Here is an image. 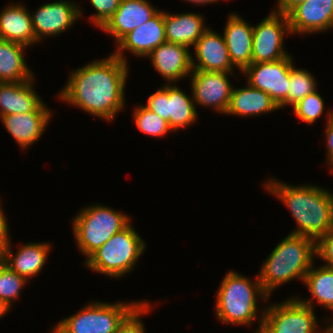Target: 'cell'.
Returning <instances> with one entry per match:
<instances>
[{
    "instance_id": "7",
    "label": "cell",
    "mask_w": 333,
    "mask_h": 333,
    "mask_svg": "<svg viewBox=\"0 0 333 333\" xmlns=\"http://www.w3.org/2000/svg\"><path fill=\"white\" fill-rule=\"evenodd\" d=\"M141 301H90L56 322L49 333H116L120 323Z\"/></svg>"
},
{
    "instance_id": "15",
    "label": "cell",
    "mask_w": 333,
    "mask_h": 333,
    "mask_svg": "<svg viewBox=\"0 0 333 333\" xmlns=\"http://www.w3.org/2000/svg\"><path fill=\"white\" fill-rule=\"evenodd\" d=\"M52 111L43 101L32 112L5 115L0 121L15 143L27 151L44 135L53 117Z\"/></svg>"
},
{
    "instance_id": "6",
    "label": "cell",
    "mask_w": 333,
    "mask_h": 333,
    "mask_svg": "<svg viewBox=\"0 0 333 333\" xmlns=\"http://www.w3.org/2000/svg\"><path fill=\"white\" fill-rule=\"evenodd\" d=\"M77 212L70 220L71 229L75 245L85 259L132 222L130 215L100 203L87 205Z\"/></svg>"
},
{
    "instance_id": "36",
    "label": "cell",
    "mask_w": 333,
    "mask_h": 333,
    "mask_svg": "<svg viewBox=\"0 0 333 333\" xmlns=\"http://www.w3.org/2000/svg\"><path fill=\"white\" fill-rule=\"evenodd\" d=\"M325 146H326V163L328 165V170L330 169L333 173V120L326 123L325 128Z\"/></svg>"
},
{
    "instance_id": "22",
    "label": "cell",
    "mask_w": 333,
    "mask_h": 333,
    "mask_svg": "<svg viewBox=\"0 0 333 333\" xmlns=\"http://www.w3.org/2000/svg\"><path fill=\"white\" fill-rule=\"evenodd\" d=\"M0 39L28 48L39 44L35 39L30 12L24 3L10 2L0 11Z\"/></svg>"
},
{
    "instance_id": "18",
    "label": "cell",
    "mask_w": 333,
    "mask_h": 333,
    "mask_svg": "<svg viewBox=\"0 0 333 333\" xmlns=\"http://www.w3.org/2000/svg\"><path fill=\"white\" fill-rule=\"evenodd\" d=\"M191 51L185 45L164 42L146 58L166 84H173L189 77L192 70Z\"/></svg>"
},
{
    "instance_id": "28",
    "label": "cell",
    "mask_w": 333,
    "mask_h": 333,
    "mask_svg": "<svg viewBox=\"0 0 333 333\" xmlns=\"http://www.w3.org/2000/svg\"><path fill=\"white\" fill-rule=\"evenodd\" d=\"M316 77L305 68H298L295 64L290 70V86L287 98L279 105L280 109L291 108L305 96L318 90Z\"/></svg>"
},
{
    "instance_id": "37",
    "label": "cell",
    "mask_w": 333,
    "mask_h": 333,
    "mask_svg": "<svg viewBox=\"0 0 333 333\" xmlns=\"http://www.w3.org/2000/svg\"><path fill=\"white\" fill-rule=\"evenodd\" d=\"M306 0H277L276 6L273 7L277 12L287 14L293 7Z\"/></svg>"
},
{
    "instance_id": "38",
    "label": "cell",
    "mask_w": 333,
    "mask_h": 333,
    "mask_svg": "<svg viewBox=\"0 0 333 333\" xmlns=\"http://www.w3.org/2000/svg\"><path fill=\"white\" fill-rule=\"evenodd\" d=\"M182 1H184V2H188L189 4L191 3V4H194V5H198V6H200V5H207V4H213V3H219V1H222V0H182ZM224 1H228V0H223V2Z\"/></svg>"
},
{
    "instance_id": "23",
    "label": "cell",
    "mask_w": 333,
    "mask_h": 333,
    "mask_svg": "<svg viewBox=\"0 0 333 333\" xmlns=\"http://www.w3.org/2000/svg\"><path fill=\"white\" fill-rule=\"evenodd\" d=\"M203 14L193 12L170 13L164 9L166 42L187 46L190 50L210 27Z\"/></svg>"
},
{
    "instance_id": "31",
    "label": "cell",
    "mask_w": 333,
    "mask_h": 333,
    "mask_svg": "<svg viewBox=\"0 0 333 333\" xmlns=\"http://www.w3.org/2000/svg\"><path fill=\"white\" fill-rule=\"evenodd\" d=\"M29 282L0 261V299L11 308L14 307L15 301L19 300L22 290Z\"/></svg>"
},
{
    "instance_id": "40",
    "label": "cell",
    "mask_w": 333,
    "mask_h": 333,
    "mask_svg": "<svg viewBox=\"0 0 333 333\" xmlns=\"http://www.w3.org/2000/svg\"><path fill=\"white\" fill-rule=\"evenodd\" d=\"M327 317H329V318L327 319ZM327 317L325 319L326 321L324 320L322 323L324 325V323L326 322L324 325V326H326V333H333V316L331 315V317L330 316H327Z\"/></svg>"
},
{
    "instance_id": "17",
    "label": "cell",
    "mask_w": 333,
    "mask_h": 333,
    "mask_svg": "<svg viewBox=\"0 0 333 333\" xmlns=\"http://www.w3.org/2000/svg\"><path fill=\"white\" fill-rule=\"evenodd\" d=\"M192 49L194 50V53L191 52L192 69L236 73L237 69L231 62L224 36L214 29L209 27Z\"/></svg>"
},
{
    "instance_id": "33",
    "label": "cell",
    "mask_w": 333,
    "mask_h": 333,
    "mask_svg": "<svg viewBox=\"0 0 333 333\" xmlns=\"http://www.w3.org/2000/svg\"><path fill=\"white\" fill-rule=\"evenodd\" d=\"M121 0H90L95 13L89 15V22L101 29L118 9Z\"/></svg>"
},
{
    "instance_id": "4",
    "label": "cell",
    "mask_w": 333,
    "mask_h": 333,
    "mask_svg": "<svg viewBox=\"0 0 333 333\" xmlns=\"http://www.w3.org/2000/svg\"><path fill=\"white\" fill-rule=\"evenodd\" d=\"M316 241L301 235L288 234L262 263L258 273L263 291L272 296L278 287L304 279L316 261Z\"/></svg>"
},
{
    "instance_id": "39",
    "label": "cell",
    "mask_w": 333,
    "mask_h": 333,
    "mask_svg": "<svg viewBox=\"0 0 333 333\" xmlns=\"http://www.w3.org/2000/svg\"><path fill=\"white\" fill-rule=\"evenodd\" d=\"M10 311H12V308L0 299V319H3L2 317L10 313Z\"/></svg>"
},
{
    "instance_id": "10",
    "label": "cell",
    "mask_w": 333,
    "mask_h": 333,
    "mask_svg": "<svg viewBox=\"0 0 333 333\" xmlns=\"http://www.w3.org/2000/svg\"><path fill=\"white\" fill-rule=\"evenodd\" d=\"M292 36L287 14L272 10L258 24H253L252 63L281 60L290 56L284 44Z\"/></svg>"
},
{
    "instance_id": "8",
    "label": "cell",
    "mask_w": 333,
    "mask_h": 333,
    "mask_svg": "<svg viewBox=\"0 0 333 333\" xmlns=\"http://www.w3.org/2000/svg\"><path fill=\"white\" fill-rule=\"evenodd\" d=\"M265 305L260 333H326L315 311L296 296Z\"/></svg>"
},
{
    "instance_id": "2",
    "label": "cell",
    "mask_w": 333,
    "mask_h": 333,
    "mask_svg": "<svg viewBox=\"0 0 333 333\" xmlns=\"http://www.w3.org/2000/svg\"><path fill=\"white\" fill-rule=\"evenodd\" d=\"M263 189L282 202L296 221L289 234L318 241L333 228V191L316 184H288L273 176Z\"/></svg>"
},
{
    "instance_id": "26",
    "label": "cell",
    "mask_w": 333,
    "mask_h": 333,
    "mask_svg": "<svg viewBox=\"0 0 333 333\" xmlns=\"http://www.w3.org/2000/svg\"><path fill=\"white\" fill-rule=\"evenodd\" d=\"M26 49L22 44L0 39V83L24 82L35 77L24 58Z\"/></svg>"
},
{
    "instance_id": "21",
    "label": "cell",
    "mask_w": 333,
    "mask_h": 333,
    "mask_svg": "<svg viewBox=\"0 0 333 333\" xmlns=\"http://www.w3.org/2000/svg\"><path fill=\"white\" fill-rule=\"evenodd\" d=\"M10 240L3 262L18 275L29 279L35 278L48 260L52 245L50 242H26L13 253L14 246Z\"/></svg>"
},
{
    "instance_id": "35",
    "label": "cell",
    "mask_w": 333,
    "mask_h": 333,
    "mask_svg": "<svg viewBox=\"0 0 333 333\" xmlns=\"http://www.w3.org/2000/svg\"><path fill=\"white\" fill-rule=\"evenodd\" d=\"M0 199V261H3L11 240V235L10 227L8 224V217L5 213V208H3L4 206H2L3 202L1 203L2 198Z\"/></svg>"
},
{
    "instance_id": "32",
    "label": "cell",
    "mask_w": 333,
    "mask_h": 333,
    "mask_svg": "<svg viewBox=\"0 0 333 333\" xmlns=\"http://www.w3.org/2000/svg\"><path fill=\"white\" fill-rule=\"evenodd\" d=\"M142 300L120 323L116 333H147L143 317L151 313L155 303Z\"/></svg>"
},
{
    "instance_id": "3",
    "label": "cell",
    "mask_w": 333,
    "mask_h": 333,
    "mask_svg": "<svg viewBox=\"0 0 333 333\" xmlns=\"http://www.w3.org/2000/svg\"><path fill=\"white\" fill-rule=\"evenodd\" d=\"M215 295V316L221 324L251 327L257 320L253 333H260L265 305L271 299L263 291L258 274L252 280L236 270H229ZM262 303L264 306L259 307Z\"/></svg>"
},
{
    "instance_id": "29",
    "label": "cell",
    "mask_w": 333,
    "mask_h": 333,
    "mask_svg": "<svg viewBox=\"0 0 333 333\" xmlns=\"http://www.w3.org/2000/svg\"><path fill=\"white\" fill-rule=\"evenodd\" d=\"M132 116L136 128L145 135L166 138L168 133H174L168 122L147 108L144 103L134 106Z\"/></svg>"
},
{
    "instance_id": "27",
    "label": "cell",
    "mask_w": 333,
    "mask_h": 333,
    "mask_svg": "<svg viewBox=\"0 0 333 333\" xmlns=\"http://www.w3.org/2000/svg\"><path fill=\"white\" fill-rule=\"evenodd\" d=\"M314 263L304 279V285L311 296L301 298L295 295L303 304L315 310L317 305L322 306L325 311L333 313V268ZM315 302V303H314Z\"/></svg>"
},
{
    "instance_id": "25",
    "label": "cell",
    "mask_w": 333,
    "mask_h": 333,
    "mask_svg": "<svg viewBox=\"0 0 333 333\" xmlns=\"http://www.w3.org/2000/svg\"><path fill=\"white\" fill-rule=\"evenodd\" d=\"M35 78L18 83H0V118L9 114L32 112L43 102L35 91Z\"/></svg>"
},
{
    "instance_id": "19",
    "label": "cell",
    "mask_w": 333,
    "mask_h": 333,
    "mask_svg": "<svg viewBox=\"0 0 333 333\" xmlns=\"http://www.w3.org/2000/svg\"><path fill=\"white\" fill-rule=\"evenodd\" d=\"M149 0H121L118 9L100 29L114 39L115 45L129 32L143 25L160 9Z\"/></svg>"
},
{
    "instance_id": "30",
    "label": "cell",
    "mask_w": 333,
    "mask_h": 333,
    "mask_svg": "<svg viewBox=\"0 0 333 333\" xmlns=\"http://www.w3.org/2000/svg\"><path fill=\"white\" fill-rule=\"evenodd\" d=\"M321 93L316 90L315 92L308 94L301 101L296 103L293 109V115H295L299 121L305 122L307 125L312 126L316 123L317 119L326 113V123L333 120V108L326 110L325 102Z\"/></svg>"
},
{
    "instance_id": "1",
    "label": "cell",
    "mask_w": 333,
    "mask_h": 333,
    "mask_svg": "<svg viewBox=\"0 0 333 333\" xmlns=\"http://www.w3.org/2000/svg\"><path fill=\"white\" fill-rule=\"evenodd\" d=\"M129 67L113 53L104 59L92 60L69 72L66 85L56 96L93 117L114 122L127 105Z\"/></svg>"
},
{
    "instance_id": "16",
    "label": "cell",
    "mask_w": 333,
    "mask_h": 333,
    "mask_svg": "<svg viewBox=\"0 0 333 333\" xmlns=\"http://www.w3.org/2000/svg\"><path fill=\"white\" fill-rule=\"evenodd\" d=\"M292 36L313 35L333 30V0H306L288 13Z\"/></svg>"
},
{
    "instance_id": "13",
    "label": "cell",
    "mask_w": 333,
    "mask_h": 333,
    "mask_svg": "<svg viewBox=\"0 0 333 333\" xmlns=\"http://www.w3.org/2000/svg\"><path fill=\"white\" fill-rule=\"evenodd\" d=\"M293 55L281 60L251 63L241 74L253 88L267 93L279 106L288 96Z\"/></svg>"
},
{
    "instance_id": "34",
    "label": "cell",
    "mask_w": 333,
    "mask_h": 333,
    "mask_svg": "<svg viewBox=\"0 0 333 333\" xmlns=\"http://www.w3.org/2000/svg\"><path fill=\"white\" fill-rule=\"evenodd\" d=\"M316 258L323 260V266L333 268V228L316 242Z\"/></svg>"
},
{
    "instance_id": "5",
    "label": "cell",
    "mask_w": 333,
    "mask_h": 333,
    "mask_svg": "<svg viewBox=\"0 0 333 333\" xmlns=\"http://www.w3.org/2000/svg\"><path fill=\"white\" fill-rule=\"evenodd\" d=\"M147 243L130 223L122 231L114 234L105 244L93 252L83 266L108 276L110 279L123 278L137 266L140 257L146 252Z\"/></svg>"
},
{
    "instance_id": "11",
    "label": "cell",
    "mask_w": 333,
    "mask_h": 333,
    "mask_svg": "<svg viewBox=\"0 0 333 333\" xmlns=\"http://www.w3.org/2000/svg\"><path fill=\"white\" fill-rule=\"evenodd\" d=\"M82 11L81 5L75 0H54L40 5L34 11L30 10L35 39L42 43L43 39L69 31L78 20L83 19Z\"/></svg>"
},
{
    "instance_id": "9",
    "label": "cell",
    "mask_w": 333,
    "mask_h": 333,
    "mask_svg": "<svg viewBox=\"0 0 333 333\" xmlns=\"http://www.w3.org/2000/svg\"><path fill=\"white\" fill-rule=\"evenodd\" d=\"M178 83L164 84L150 94L144 104L151 111L165 119L174 134L189 129L199 120L192 92L191 96L181 89ZM189 127V128H188Z\"/></svg>"
},
{
    "instance_id": "12",
    "label": "cell",
    "mask_w": 333,
    "mask_h": 333,
    "mask_svg": "<svg viewBox=\"0 0 333 333\" xmlns=\"http://www.w3.org/2000/svg\"><path fill=\"white\" fill-rule=\"evenodd\" d=\"M233 75L239 79L236 73L192 69L188 79L196 110L202 106L225 115L233 88L229 76L234 78Z\"/></svg>"
},
{
    "instance_id": "14",
    "label": "cell",
    "mask_w": 333,
    "mask_h": 333,
    "mask_svg": "<svg viewBox=\"0 0 333 333\" xmlns=\"http://www.w3.org/2000/svg\"><path fill=\"white\" fill-rule=\"evenodd\" d=\"M166 42L164 11L160 9L143 25L126 34L112 52L125 63H128L125 51L135 57L146 58L156 47Z\"/></svg>"
},
{
    "instance_id": "20",
    "label": "cell",
    "mask_w": 333,
    "mask_h": 333,
    "mask_svg": "<svg viewBox=\"0 0 333 333\" xmlns=\"http://www.w3.org/2000/svg\"><path fill=\"white\" fill-rule=\"evenodd\" d=\"M226 19L223 36L233 66L242 73L252 63L253 24L238 12L231 11Z\"/></svg>"
},
{
    "instance_id": "24",
    "label": "cell",
    "mask_w": 333,
    "mask_h": 333,
    "mask_svg": "<svg viewBox=\"0 0 333 333\" xmlns=\"http://www.w3.org/2000/svg\"><path fill=\"white\" fill-rule=\"evenodd\" d=\"M280 110L276 102L264 91L251 87L247 82L245 87L233 86L230 103L225 115L239 117H258Z\"/></svg>"
}]
</instances>
